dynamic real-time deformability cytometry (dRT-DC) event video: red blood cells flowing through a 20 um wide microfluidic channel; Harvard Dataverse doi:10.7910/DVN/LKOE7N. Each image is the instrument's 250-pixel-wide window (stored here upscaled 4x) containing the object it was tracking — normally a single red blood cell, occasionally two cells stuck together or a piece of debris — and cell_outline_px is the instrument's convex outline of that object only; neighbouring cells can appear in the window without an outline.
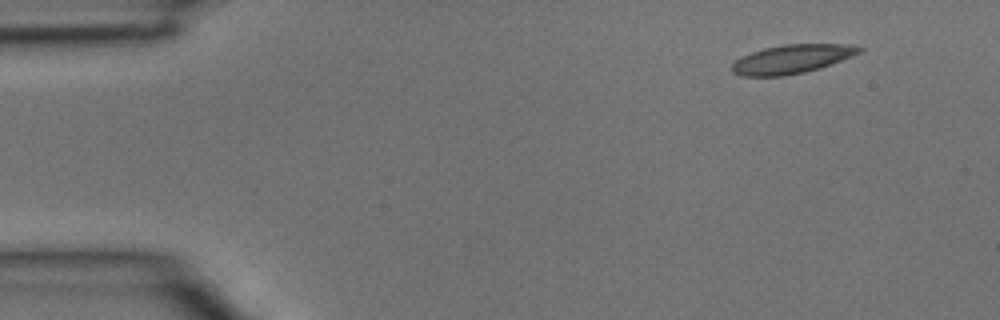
{"species": "common noctule bat (a hibernating species)", "species_latin": "Nyctalus noctula", "temperature_condition": "room temperature", "stored_images_in_passage": 3, "camera_frame_rate_fps": 3000, "um_per_image_px": 0.085, "animal": {"sex": "male", "body_mass_g": 15.6}, "frame": {"image": 1, "passage_image": 1, "time_ms": 0.0, "image_size_px": [1000, 320], "cell_outline_px": [[864, 52], [820, 68], [804, 72], [784, 76], [740, 76], [732, 72], [732, 64], [736, 60], [752, 52], [764, 48], [784, 44], [848, 44], [864, 48]], "centroid_in_image_um": [67.35, 5.02], "position_along_channel_um": 17.6, "area_um2": 21.39}}
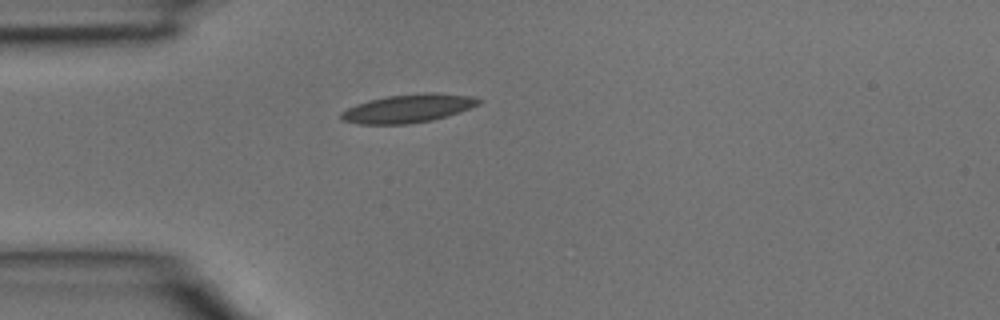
{"frame": {"image": 2, "passage_image": 3, "time_ms": 0.667, "image_size_px": [1000, 320], "cell_outline_px": [[484, 100], [480, 104], [432, 120], [408, 124], [360, 124], [344, 120], [340, 116], [340, 112], [356, 104], [368, 100], [388, 96], [428, 92], [432, 92], [472, 96]], "centroid_in_image_um": [34.68, 9.21], "position_along_channel_um": 50.3, "area_um2": 22.48}}